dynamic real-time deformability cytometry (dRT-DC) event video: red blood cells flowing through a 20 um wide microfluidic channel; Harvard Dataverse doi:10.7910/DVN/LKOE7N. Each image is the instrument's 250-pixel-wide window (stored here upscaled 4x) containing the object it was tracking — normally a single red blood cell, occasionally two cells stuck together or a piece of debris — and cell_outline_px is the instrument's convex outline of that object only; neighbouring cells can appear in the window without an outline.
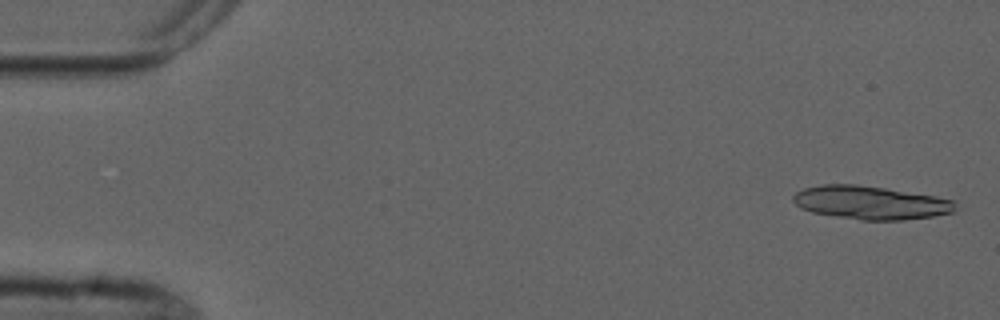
{"species": "common noctule bat (a hibernating species)", "species_latin": "Nyctalus noctula", "temperature_condition": "cold", "stored_images_in_passage": 4, "segment_of_instrument_passage": [2, 2], "camera_frame_rate_fps": 3000, "um_per_image_px": 0.085, "animal": {"sex": "male", "forearm_length_mm": 52.5}, "frame": {"image": 1, "passage_image": 4, "time_ms": 4.667, "image_size_px": [1000, 320], "cell_outline_px": [[956, 212], [932, 216], [904, 220], [860, 220], [812, 212], [800, 208], [792, 200], [792, 196], [796, 192], [804, 188], [824, 184], [856, 184], [884, 188], [936, 196], [952, 200], [956, 204]], "centroid_in_image_um": [74.0, 17.22], "position_along_channel_um": 11.0, "area_um2": 31.56}}